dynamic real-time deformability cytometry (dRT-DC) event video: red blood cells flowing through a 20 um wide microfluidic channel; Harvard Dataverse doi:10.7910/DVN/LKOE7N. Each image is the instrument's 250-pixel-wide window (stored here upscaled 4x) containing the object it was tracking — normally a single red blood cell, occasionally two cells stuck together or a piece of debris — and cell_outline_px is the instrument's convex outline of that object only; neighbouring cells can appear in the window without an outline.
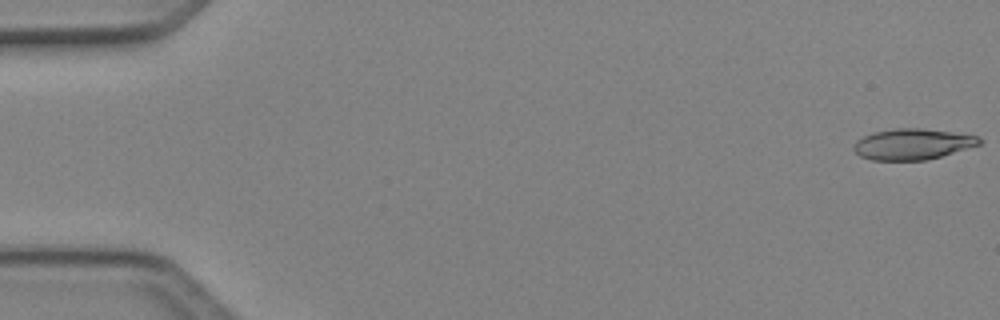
{"species": "Egyptian fruit bat (a non-hibernating species)", "species_latin": "Rousettus aegyptiacus", "temperature_condition": "cold", "stored_images_in_passage": 6, "camera_frame_rate_fps": 3000, "um_per_image_px": 0.085, "animal": {"sex": "female"}, "frame": {"image": 1, "passage_image": 1, "time_ms": 0.0, "image_size_px": [1000, 320], "cell_outline_px": [[984, 140], [980, 144], [940, 156], [924, 160], [872, 160], [860, 156], [852, 148], [856, 140], [872, 132], [896, 128], [920, 128], [976, 136]], "centroid_in_image_um": [77.51, 12.25], "position_along_channel_um": 7.5, "area_um2": 22.31}}
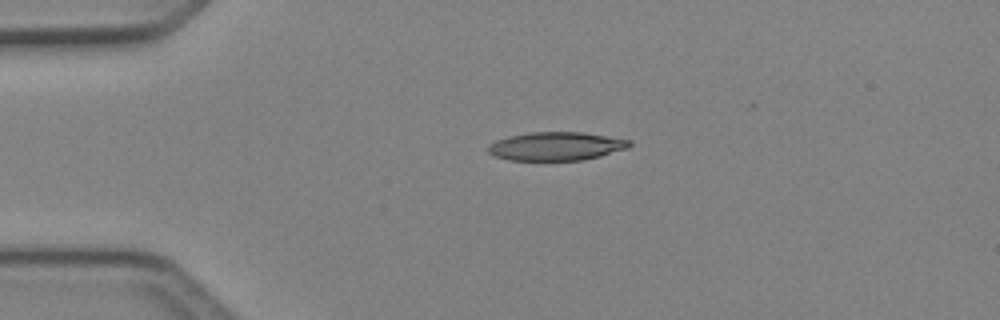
{"frame": {"image": 2, "passage_image": 4, "time_ms": 1.0, "image_size_px": [1000, 320], "cell_outline_px": [[632, 144], [628, 148], [600, 156], [584, 160], [508, 160], [496, 156], [488, 152], [488, 144], [496, 140], [508, 136], [528, 132], [580, 132], [632, 140]], "centroid_in_image_um": [47.27, 12.43], "position_along_channel_um": 37.7, "area_um2": 23.47}}
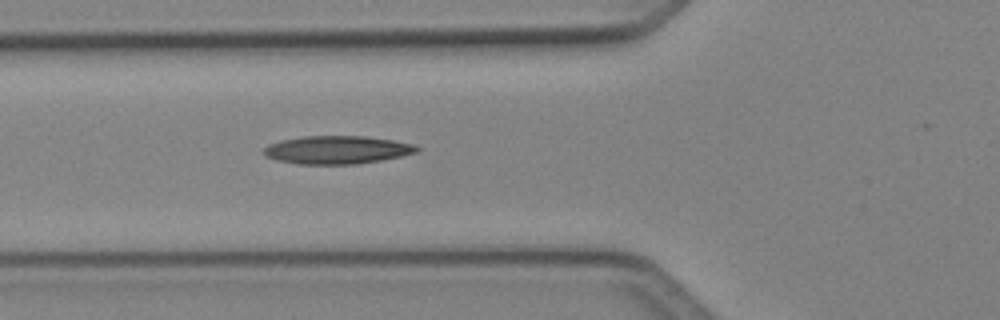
{"frame": {"image": 3, "passage_image": 6, "time_ms": 1.667, "image_size_px": [1000, 320], "cell_outline_px": [[420, 148], [416, 152], [400, 156], [380, 160], [356, 164], [300, 164], [276, 160], [264, 156], [264, 148], [268, 144], [280, 140], [304, 136], [364, 136], [392, 140], [412, 144]], "centroid_in_image_um": [28.6, 12.73], "position_along_channel_um": 97.2, "area_um2": 24.91}}